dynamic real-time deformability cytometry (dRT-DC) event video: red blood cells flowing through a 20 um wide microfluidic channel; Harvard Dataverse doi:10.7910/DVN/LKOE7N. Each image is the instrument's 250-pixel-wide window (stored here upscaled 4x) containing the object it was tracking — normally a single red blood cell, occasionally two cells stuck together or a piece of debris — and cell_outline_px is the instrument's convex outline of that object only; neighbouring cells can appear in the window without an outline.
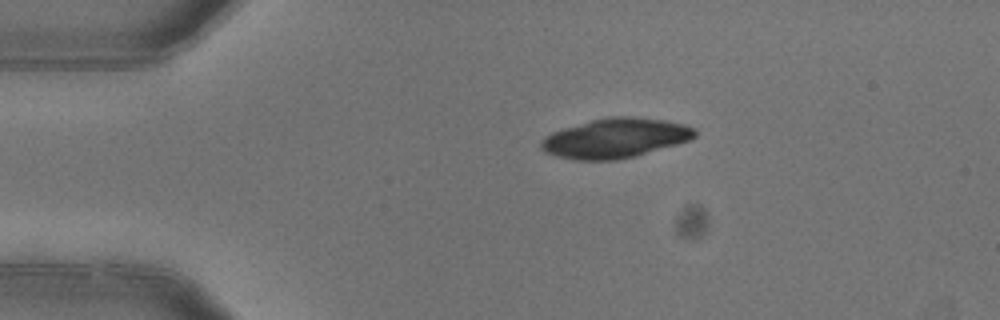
{"species": "common noctule bat (a hibernating species)", "species_latin": "Nyctalus noctula", "temperature_condition": "warm", "stored_images_in_passage": 2, "camera_frame_rate_fps": 3000, "um_per_image_px": 0.085, "animal": {"sex": "female"}, "frame": {"image": 1, "passage_image": 1, "time_ms": 0.0, "image_size_px": [1000, 320], "cell_outline_px": [[696, 136], [692, 140], [636, 156], [616, 160], [572, 160], [556, 156], [544, 152], [540, 148], [540, 140], [552, 132], [564, 128], [592, 120], [612, 116], [624, 116], [664, 120], [684, 124], [692, 128], [696, 132]], "centroid_in_image_um": [52.29, 11.76], "position_along_channel_um": 32.7, "area_um2": 35.49}}